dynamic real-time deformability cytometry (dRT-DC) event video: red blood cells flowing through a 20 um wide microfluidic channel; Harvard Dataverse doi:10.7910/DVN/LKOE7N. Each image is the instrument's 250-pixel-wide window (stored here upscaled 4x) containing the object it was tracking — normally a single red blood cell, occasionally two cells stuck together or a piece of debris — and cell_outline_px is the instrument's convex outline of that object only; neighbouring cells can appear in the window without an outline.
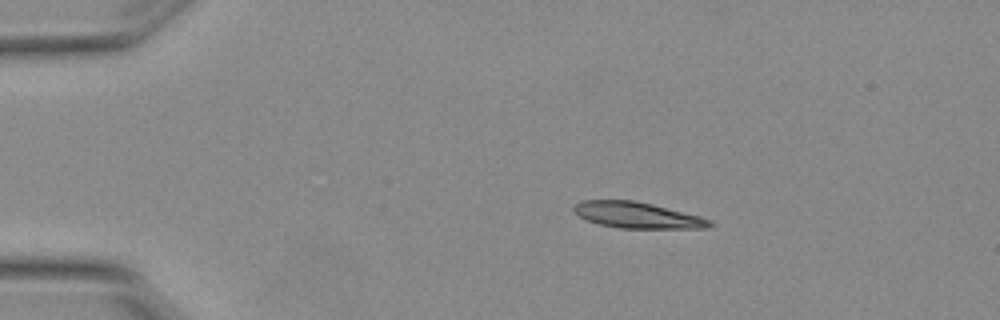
{"species": "Egyptian fruit bat (a non-hibernating species)", "species_latin": "Rousettus aegyptiacus", "temperature_condition": "warm", "stored_images_in_passage": 7, "camera_frame_rate_fps": 3000, "um_per_image_px": 0.085, "animal": {"sex": "female"}, "frame": {"image": 1, "passage_image": 1, "time_ms": 0.0, "image_size_px": [1000, 320], "cell_outline_px": [[716, 224], [708, 228], [620, 228], [600, 224], [588, 220], [572, 212], [572, 208], [576, 204], [584, 200], [632, 200], [652, 204], [700, 216], [712, 220]], "centroid_in_image_um": [54.2, 18.29], "position_along_channel_um": 30.8, "area_um2": 20.58}}
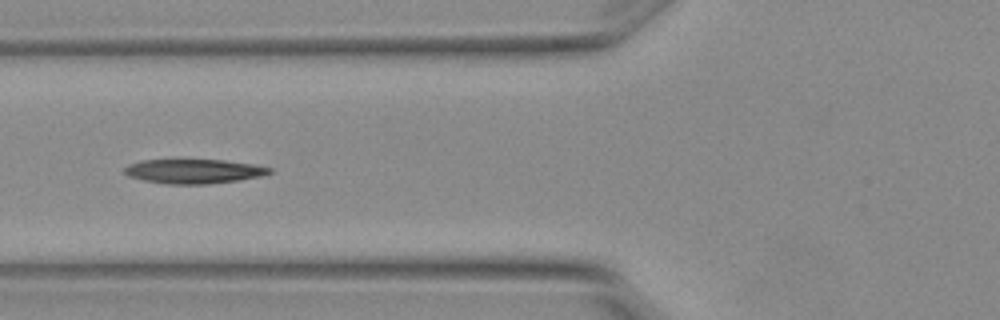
{"frame": {"image": 2, "passage_image": 4, "time_ms": 1.0, "image_size_px": [1000, 320], "cell_outline_px": [[272, 172], [260, 176], [236, 180], [204, 184], [168, 184], [144, 180], [128, 176], [124, 172], [124, 168], [128, 164], [140, 160], [224, 160], [252, 164], [272, 168]], "centroid_in_image_um": [16.43, 14.55], "position_along_channel_um": 109.4, "area_um2": 20.35}}
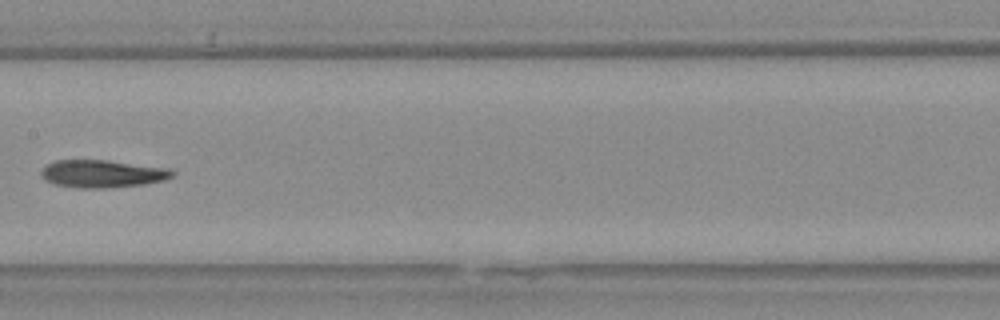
{"frame": {"image": 3, "passage_image": 6, "time_ms": 1.667, "image_size_px": [1000, 320], "cell_outline_px": [[176, 172], [172, 176], [164, 180], [144, 184], [108, 188], [80, 188], [52, 184], [44, 180], [40, 176], [40, 172], [48, 164], [56, 160], [108, 160], [172, 168]], "centroid_in_image_um": [8.71, 14.77], "position_along_channel_um": 198.7, "area_um2": 21.39}}